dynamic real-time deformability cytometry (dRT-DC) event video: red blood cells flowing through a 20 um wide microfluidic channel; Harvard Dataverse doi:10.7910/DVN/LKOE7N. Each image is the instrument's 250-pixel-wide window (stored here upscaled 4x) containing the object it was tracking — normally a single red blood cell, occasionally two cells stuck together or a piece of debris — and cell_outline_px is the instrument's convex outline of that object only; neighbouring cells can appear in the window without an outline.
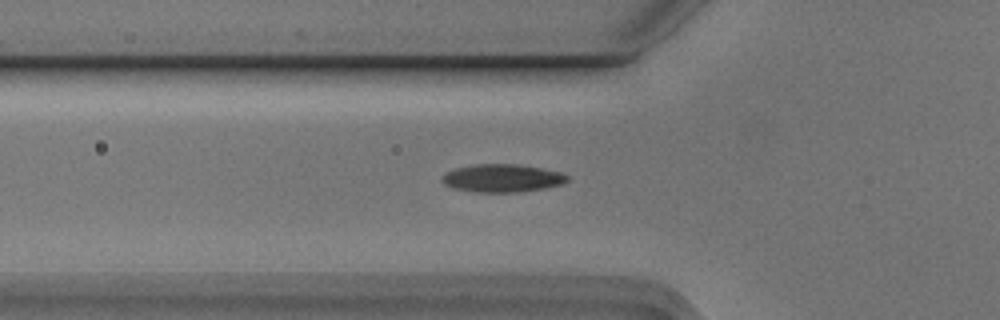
{"species": "Egyptian fruit bat (a non-hibernating species)", "species_latin": "Rousettus aegyptiacus", "temperature_condition": "cold", "stored_images_in_passage": 4, "camera_frame_rate_fps": 3000, "um_per_image_px": 0.085, "animal": {"sex": "male"}, "frame": {"image": 1, "passage_image": 4, "time_ms": 1.0, "image_size_px": [1000, 320], "cell_outline_px": [[568, 180], [564, 184], [544, 188], [516, 192], [476, 192], [452, 188], [444, 184], [440, 180], [448, 172], [456, 168], [476, 164], [516, 164], [540, 168], [560, 172], [568, 176]], "centroid_in_image_um": [42.69, 15.15], "position_along_channel_um": 83.1, "area_um2": 20.23}}